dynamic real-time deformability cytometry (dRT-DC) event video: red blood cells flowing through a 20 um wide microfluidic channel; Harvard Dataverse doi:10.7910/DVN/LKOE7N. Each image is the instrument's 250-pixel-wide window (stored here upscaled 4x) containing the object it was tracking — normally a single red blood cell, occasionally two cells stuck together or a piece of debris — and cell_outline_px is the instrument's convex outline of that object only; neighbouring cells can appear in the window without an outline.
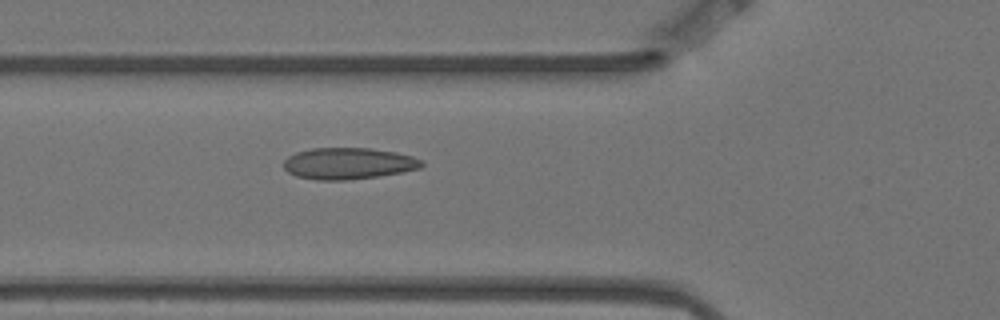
{"species": "Egyptian fruit bat (a non-hibernating species)", "species_latin": "Rousettus aegyptiacus", "temperature_condition": "warm", "stored_images_in_passage": 4, "camera_frame_rate_fps": 3000, "um_per_image_px": 0.085, "animal": {"sex": "female"}, "frame": {"image": 1, "passage_image": 4, "time_ms": 1.0, "image_size_px": [1000, 320], "cell_outline_px": [[424, 164], [420, 168], [404, 172], [348, 180], [316, 180], [296, 176], [288, 172], [284, 168], [284, 160], [288, 156], [296, 152], [312, 148], [368, 148], [396, 152], [412, 156], [424, 160]], "centroid_in_image_um": [29.62, 13.89], "position_along_channel_um": 96.2, "area_um2": 25.43}}